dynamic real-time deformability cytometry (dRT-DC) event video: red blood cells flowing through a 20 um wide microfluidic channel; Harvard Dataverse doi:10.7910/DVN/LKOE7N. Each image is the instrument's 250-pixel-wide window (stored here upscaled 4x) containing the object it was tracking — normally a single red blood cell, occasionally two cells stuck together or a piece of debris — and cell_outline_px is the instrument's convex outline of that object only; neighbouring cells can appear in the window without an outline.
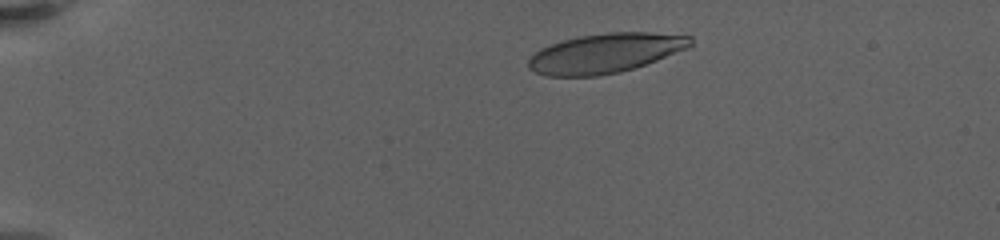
{"species": "human", "species_latin": "Homo sapiens", "temperature_condition": "warm", "stored_images_in_passage": 36, "camera_frame_rate_fps": 3000, "um_per_image_px": 0.085, "donor": {"sex": "female"}, "frame": {"image": 1, "passage_image": 4, "time_ms": 2.0, "image_size_px": [1000, 240], "cell_outline_px": [[692, 44], [688, 48], [656, 60], [620, 72], [596, 76], [548, 76], [536, 72], [528, 68], [528, 60], [540, 48], [564, 40], [580, 36], [608, 32], [648, 32], [692, 36]], "centroid_in_image_um": [51.45, 4.51], "position_along_channel_um": 33.5, "area_um2": 36.99}}
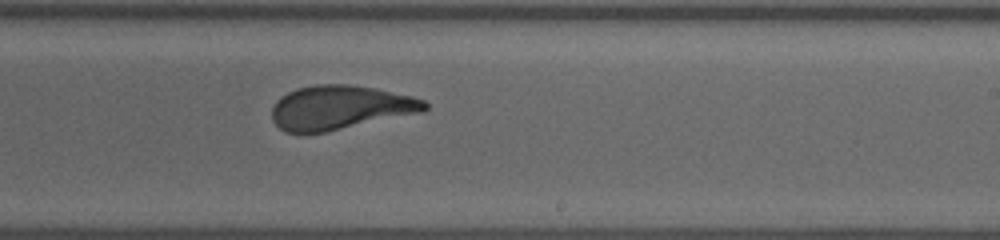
{"frame": {"image": 2, "passage_image": 21, "time_ms": 11.333, "image_size_px": [1000, 240], "cell_outline_px": [[428, 108], [424, 112], [324, 132], [284, 132], [272, 120], [272, 108], [276, 100], [280, 96], [296, 88], [316, 84], [348, 84], [376, 88], [412, 96], [424, 100], [428, 104]], "centroid_in_image_um": [28.92, 9.12], "position_along_channel_um": 260.1, "area_um2": 39.3}}
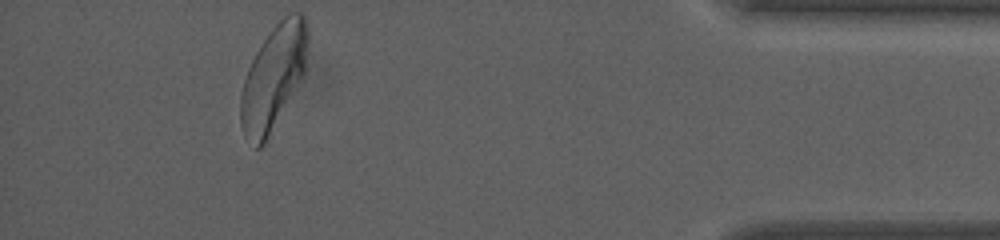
{"frame": {"image": 3, "passage_image": 35, "time_ms": 17.333, "image_size_px": [1000, 240], "cell_outline_px": [[308, 40], [304, 76], [264, 144], [260, 148], [256, 148], [244, 136], [240, 124], [240, 96], [244, 80], [248, 68], [256, 52], [272, 28], [284, 16], [292, 12], [304, 12], [308, 20]], "centroid_in_image_um": [23.25, 6.56], "position_along_channel_um": 411.9, "area_um2": 41.04}, "authors_computed_cell_mechanics": {"area_um2": 39.4485, "velocity_mm_per_s": 3.2803, "shape_relaxation_time_tau1_ms": 5.3468, "shape_relaxation_time_tau2_ms": 1.0049, "deformation_change_tau1": 0.2389, "deformation_change_tau2": 0.1}}